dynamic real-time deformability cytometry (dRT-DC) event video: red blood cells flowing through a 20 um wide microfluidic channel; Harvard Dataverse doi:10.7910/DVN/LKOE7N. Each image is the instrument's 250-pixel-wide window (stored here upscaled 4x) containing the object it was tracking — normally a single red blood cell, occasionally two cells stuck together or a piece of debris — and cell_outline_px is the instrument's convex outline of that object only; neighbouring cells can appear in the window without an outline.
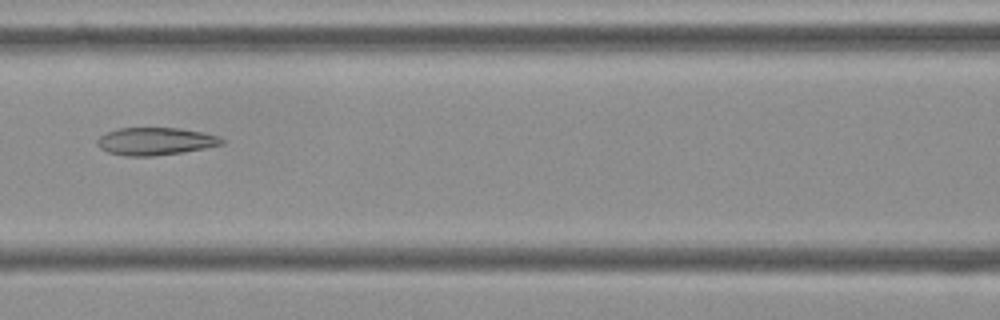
{"species": "Egyptian fruit bat (a non-hibernating species)", "species_latin": "Rousettus aegyptiacus", "temperature_condition": "cold", "stored_images_in_passage": 8, "camera_frame_rate_fps": 3000, "um_per_image_px": 0.085, "frame": {"image": 1, "passage_image": 7, "time_ms": 2.0, "image_size_px": [1000, 320], "cell_outline_px": [[224, 144], [184, 152], [152, 156], [124, 156], [108, 152], [100, 148], [96, 144], [96, 140], [100, 136], [108, 132], [120, 128], [180, 128], [204, 132], [220, 136], [224, 140]], "centroid_in_image_um": [13.23, 12.01], "position_along_channel_um": 153.4, "area_um2": 20.11}}
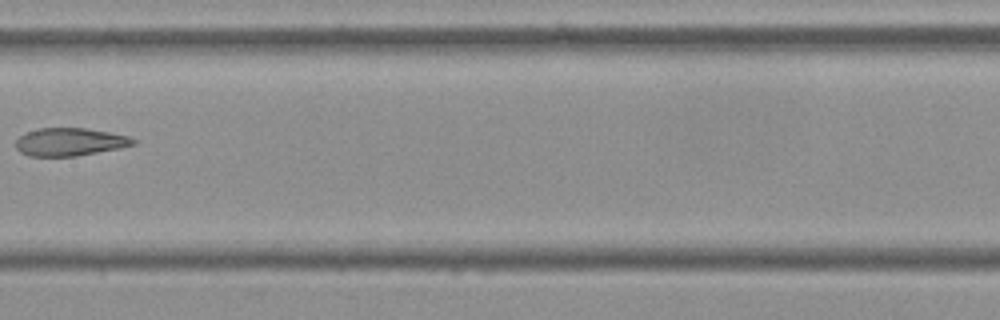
{"frame": {"image": 2, "passage_image": 8, "time_ms": 2.333, "image_size_px": [1000, 320], "cell_outline_px": [[136, 144], [120, 148], [76, 156], [28, 156], [20, 152], [16, 148], [16, 140], [20, 136], [28, 132], [40, 128], [84, 128], [108, 132], [128, 136], [136, 140]], "centroid_in_image_um": [5.93, 12.07], "position_along_channel_um": 201.5, "area_um2": 18.96}}